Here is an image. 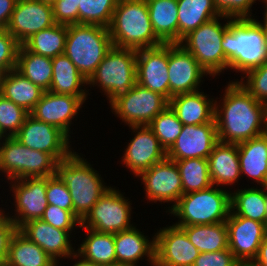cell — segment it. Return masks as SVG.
I'll return each mask as SVG.
<instances>
[{
  "mask_svg": "<svg viewBox=\"0 0 267 266\" xmlns=\"http://www.w3.org/2000/svg\"><path fill=\"white\" fill-rule=\"evenodd\" d=\"M223 92L221 100L215 98L218 141L239 144L267 132L265 103L256 100L235 79L228 82Z\"/></svg>",
  "mask_w": 267,
  "mask_h": 266,
  "instance_id": "obj_1",
  "label": "cell"
},
{
  "mask_svg": "<svg viewBox=\"0 0 267 266\" xmlns=\"http://www.w3.org/2000/svg\"><path fill=\"white\" fill-rule=\"evenodd\" d=\"M222 49L228 70L245 75L267 61L264 35L255 18H232L223 33Z\"/></svg>",
  "mask_w": 267,
  "mask_h": 266,
  "instance_id": "obj_2",
  "label": "cell"
},
{
  "mask_svg": "<svg viewBox=\"0 0 267 266\" xmlns=\"http://www.w3.org/2000/svg\"><path fill=\"white\" fill-rule=\"evenodd\" d=\"M81 154L73 151L59 161L55 173L66 184L71 194L74 214L80 221L111 187L105 185L107 183L101 174Z\"/></svg>",
  "mask_w": 267,
  "mask_h": 266,
  "instance_id": "obj_3",
  "label": "cell"
},
{
  "mask_svg": "<svg viewBox=\"0 0 267 266\" xmlns=\"http://www.w3.org/2000/svg\"><path fill=\"white\" fill-rule=\"evenodd\" d=\"M108 30L116 47L139 50L164 44L153 30L146 0H118Z\"/></svg>",
  "mask_w": 267,
  "mask_h": 266,
  "instance_id": "obj_4",
  "label": "cell"
},
{
  "mask_svg": "<svg viewBox=\"0 0 267 266\" xmlns=\"http://www.w3.org/2000/svg\"><path fill=\"white\" fill-rule=\"evenodd\" d=\"M231 211V191L211 187L183 194L168 212L178 221L175 226L208 225L226 222Z\"/></svg>",
  "mask_w": 267,
  "mask_h": 266,
  "instance_id": "obj_5",
  "label": "cell"
},
{
  "mask_svg": "<svg viewBox=\"0 0 267 266\" xmlns=\"http://www.w3.org/2000/svg\"><path fill=\"white\" fill-rule=\"evenodd\" d=\"M112 46L107 27L89 24L68 25L64 54L87 80Z\"/></svg>",
  "mask_w": 267,
  "mask_h": 266,
  "instance_id": "obj_6",
  "label": "cell"
},
{
  "mask_svg": "<svg viewBox=\"0 0 267 266\" xmlns=\"http://www.w3.org/2000/svg\"><path fill=\"white\" fill-rule=\"evenodd\" d=\"M136 83L137 50L112 46L88 79L87 87H99V92H102L110 104Z\"/></svg>",
  "mask_w": 267,
  "mask_h": 266,
  "instance_id": "obj_7",
  "label": "cell"
},
{
  "mask_svg": "<svg viewBox=\"0 0 267 266\" xmlns=\"http://www.w3.org/2000/svg\"><path fill=\"white\" fill-rule=\"evenodd\" d=\"M231 19L224 15L211 19L191 31L179 43L193 55L209 74V77L216 78L228 70V61L222 49V40L223 33L228 28ZM222 20L227 22L223 23Z\"/></svg>",
  "mask_w": 267,
  "mask_h": 266,
  "instance_id": "obj_8",
  "label": "cell"
},
{
  "mask_svg": "<svg viewBox=\"0 0 267 266\" xmlns=\"http://www.w3.org/2000/svg\"><path fill=\"white\" fill-rule=\"evenodd\" d=\"M57 163L51 154L30 149L14 136L0 143V175L5 174L6 181L52 176Z\"/></svg>",
  "mask_w": 267,
  "mask_h": 266,
  "instance_id": "obj_9",
  "label": "cell"
},
{
  "mask_svg": "<svg viewBox=\"0 0 267 266\" xmlns=\"http://www.w3.org/2000/svg\"><path fill=\"white\" fill-rule=\"evenodd\" d=\"M111 186L81 220L79 228L98 232L118 233L132 228V202L119 188ZM127 198V199H126Z\"/></svg>",
  "mask_w": 267,
  "mask_h": 266,
  "instance_id": "obj_10",
  "label": "cell"
},
{
  "mask_svg": "<svg viewBox=\"0 0 267 266\" xmlns=\"http://www.w3.org/2000/svg\"><path fill=\"white\" fill-rule=\"evenodd\" d=\"M112 113L129 126L149 125L167 106L169 100L160 93L143 88L137 83L110 104Z\"/></svg>",
  "mask_w": 267,
  "mask_h": 266,
  "instance_id": "obj_11",
  "label": "cell"
},
{
  "mask_svg": "<svg viewBox=\"0 0 267 266\" xmlns=\"http://www.w3.org/2000/svg\"><path fill=\"white\" fill-rule=\"evenodd\" d=\"M15 202L14 208L6 213L9 219L19 229L23 224L41 219L48 206L46 187L47 177L24 178L7 181ZM10 182V183H9Z\"/></svg>",
  "mask_w": 267,
  "mask_h": 266,
  "instance_id": "obj_12",
  "label": "cell"
},
{
  "mask_svg": "<svg viewBox=\"0 0 267 266\" xmlns=\"http://www.w3.org/2000/svg\"><path fill=\"white\" fill-rule=\"evenodd\" d=\"M136 178L142 180L146 200L149 202H169L168 213L183 195L182 181L176 162L165 158L150 169L142 171ZM172 203V204H171Z\"/></svg>",
  "mask_w": 267,
  "mask_h": 266,
  "instance_id": "obj_13",
  "label": "cell"
},
{
  "mask_svg": "<svg viewBox=\"0 0 267 266\" xmlns=\"http://www.w3.org/2000/svg\"><path fill=\"white\" fill-rule=\"evenodd\" d=\"M14 137L30 149L51 154L58 162L75 151L71 148L70 138L62 130L30 114Z\"/></svg>",
  "mask_w": 267,
  "mask_h": 266,
  "instance_id": "obj_14",
  "label": "cell"
},
{
  "mask_svg": "<svg viewBox=\"0 0 267 266\" xmlns=\"http://www.w3.org/2000/svg\"><path fill=\"white\" fill-rule=\"evenodd\" d=\"M129 129L135 135L127 142L120 162L122 166L124 164L130 169L129 172L134 174V177H137L142 171L164 160L167 152L148 125L129 126Z\"/></svg>",
  "mask_w": 267,
  "mask_h": 266,
  "instance_id": "obj_15",
  "label": "cell"
},
{
  "mask_svg": "<svg viewBox=\"0 0 267 266\" xmlns=\"http://www.w3.org/2000/svg\"><path fill=\"white\" fill-rule=\"evenodd\" d=\"M209 74L193 55L181 44H169L168 76L170 99L179 94L192 93L200 89L204 77ZM202 82V84H201Z\"/></svg>",
  "mask_w": 267,
  "mask_h": 266,
  "instance_id": "obj_16",
  "label": "cell"
},
{
  "mask_svg": "<svg viewBox=\"0 0 267 266\" xmlns=\"http://www.w3.org/2000/svg\"><path fill=\"white\" fill-rule=\"evenodd\" d=\"M155 266H193L199 250L186 232L172 224L155 233Z\"/></svg>",
  "mask_w": 267,
  "mask_h": 266,
  "instance_id": "obj_17",
  "label": "cell"
},
{
  "mask_svg": "<svg viewBox=\"0 0 267 266\" xmlns=\"http://www.w3.org/2000/svg\"><path fill=\"white\" fill-rule=\"evenodd\" d=\"M87 99L88 96H72L45 91L30 115L59 128L71 139L72 120L78 116Z\"/></svg>",
  "mask_w": 267,
  "mask_h": 266,
  "instance_id": "obj_18",
  "label": "cell"
},
{
  "mask_svg": "<svg viewBox=\"0 0 267 266\" xmlns=\"http://www.w3.org/2000/svg\"><path fill=\"white\" fill-rule=\"evenodd\" d=\"M54 24L51 4L39 0H17L6 30L22 45L33 34Z\"/></svg>",
  "mask_w": 267,
  "mask_h": 266,
  "instance_id": "obj_19",
  "label": "cell"
},
{
  "mask_svg": "<svg viewBox=\"0 0 267 266\" xmlns=\"http://www.w3.org/2000/svg\"><path fill=\"white\" fill-rule=\"evenodd\" d=\"M169 44L137 50V84L170 100Z\"/></svg>",
  "mask_w": 267,
  "mask_h": 266,
  "instance_id": "obj_20",
  "label": "cell"
},
{
  "mask_svg": "<svg viewBox=\"0 0 267 266\" xmlns=\"http://www.w3.org/2000/svg\"><path fill=\"white\" fill-rule=\"evenodd\" d=\"M218 142L215 119L199 125H183L175 143L167 151L171 160L207 159Z\"/></svg>",
  "mask_w": 267,
  "mask_h": 266,
  "instance_id": "obj_21",
  "label": "cell"
},
{
  "mask_svg": "<svg viewBox=\"0 0 267 266\" xmlns=\"http://www.w3.org/2000/svg\"><path fill=\"white\" fill-rule=\"evenodd\" d=\"M228 248L239 262L253 261L264 239V223L234 215L226 220Z\"/></svg>",
  "mask_w": 267,
  "mask_h": 266,
  "instance_id": "obj_22",
  "label": "cell"
},
{
  "mask_svg": "<svg viewBox=\"0 0 267 266\" xmlns=\"http://www.w3.org/2000/svg\"><path fill=\"white\" fill-rule=\"evenodd\" d=\"M33 243L42 248L59 265V261L70 258L76 251L72 235L65 230L51 226L42 219L31 220L18 229Z\"/></svg>",
  "mask_w": 267,
  "mask_h": 266,
  "instance_id": "obj_23",
  "label": "cell"
},
{
  "mask_svg": "<svg viewBox=\"0 0 267 266\" xmlns=\"http://www.w3.org/2000/svg\"><path fill=\"white\" fill-rule=\"evenodd\" d=\"M140 230L135 225L114 233L116 263L139 266L137 263L145 260L149 262L148 265L155 266V235L150 239Z\"/></svg>",
  "mask_w": 267,
  "mask_h": 266,
  "instance_id": "obj_24",
  "label": "cell"
},
{
  "mask_svg": "<svg viewBox=\"0 0 267 266\" xmlns=\"http://www.w3.org/2000/svg\"><path fill=\"white\" fill-rule=\"evenodd\" d=\"M211 182L214 186L225 189L240 180V162L238 144L218 141L207 158ZM226 185V186H225Z\"/></svg>",
  "mask_w": 267,
  "mask_h": 266,
  "instance_id": "obj_25",
  "label": "cell"
},
{
  "mask_svg": "<svg viewBox=\"0 0 267 266\" xmlns=\"http://www.w3.org/2000/svg\"><path fill=\"white\" fill-rule=\"evenodd\" d=\"M200 91L175 95L169 100V106L183 125H199L214 120L215 99Z\"/></svg>",
  "mask_w": 267,
  "mask_h": 266,
  "instance_id": "obj_26",
  "label": "cell"
},
{
  "mask_svg": "<svg viewBox=\"0 0 267 266\" xmlns=\"http://www.w3.org/2000/svg\"><path fill=\"white\" fill-rule=\"evenodd\" d=\"M238 156L241 177L248 176L252 183L265 186L267 184V132L239 143Z\"/></svg>",
  "mask_w": 267,
  "mask_h": 266,
  "instance_id": "obj_27",
  "label": "cell"
},
{
  "mask_svg": "<svg viewBox=\"0 0 267 266\" xmlns=\"http://www.w3.org/2000/svg\"><path fill=\"white\" fill-rule=\"evenodd\" d=\"M53 77L49 91L55 94L72 96L90 95L88 80L78 71L77 67L65 55L52 58ZM85 88H84V87Z\"/></svg>",
  "mask_w": 267,
  "mask_h": 266,
  "instance_id": "obj_28",
  "label": "cell"
},
{
  "mask_svg": "<svg viewBox=\"0 0 267 266\" xmlns=\"http://www.w3.org/2000/svg\"><path fill=\"white\" fill-rule=\"evenodd\" d=\"M44 92L41 87L32 83L16 69L1 75L0 94L29 113L39 102Z\"/></svg>",
  "mask_w": 267,
  "mask_h": 266,
  "instance_id": "obj_29",
  "label": "cell"
},
{
  "mask_svg": "<svg viewBox=\"0 0 267 266\" xmlns=\"http://www.w3.org/2000/svg\"><path fill=\"white\" fill-rule=\"evenodd\" d=\"M156 36L164 44L178 43L177 0H146Z\"/></svg>",
  "mask_w": 267,
  "mask_h": 266,
  "instance_id": "obj_30",
  "label": "cell"
},
{
  "mask_svg": "<svg viewBox=\"0 0 267 266\" xmlns=\"http://www.w3.org/2000/svg\"><path fill=\"white\" fill-rule=\"evenodd\" d=\"M178 43L203 23L221 15L214 0H177Z\"/></svg>",
  "mask_w": 267,
  "mask_h": 266,
  "instance_id": "obj_31",
  "label": "cell"
},
{
  "mask_svg": "<svg viewBox=\"0 0 267 266\" xmlns=\"http://www.w3.org/2000/svg\"><path fill=\"white\" fill-rule=\"evenodd\" d=\"M81 230L86 232V237L75 250L79 256L100 266L116 263L114 233L98 232L90 228Z\"/></svg>",
  "mask_w": 267,
  "mask_h": 266,
  "instance_id": "obj_32",
  "label": "cell"
},
{
  "mask_svg": "<svg viewBox=\"0 0 267 266\" xmlns=\"http://www.w3.org/2000/svg\"><path fill=\"white\" fill-rule=\"evenodd\" d=\"M231 212L234 215L265 223L266 187L252 186L231 191Z\"/></svg>",
  "mask_w": 267,
  "mask_h": 266,
  "instance_id": "obj_33",
  "label": "cell"
},
{
  "mask_svg": "<svg viewBox=\"0 0 267 266\" xmlns=\"http://www.w3.org/2000/svg\"><path fill=\"white\" fill-rule=\"evenodd\" d=\"M6 263L9 266H58L42 248L18 229L11 238Z\"/></svg>",
  "mask_w": 267,
  "mask_h": 266,
  "instance_id": "obj_34",
  "label": "cell"
},
{
  "mask_svg": "<svg viewBox=\"0 0 267 266\" xmlns=\"http://www.w3.org/2000/svg\"><path fill=\"white\" fill-rule=\"evenodd\" d=\"M16 70L44 91H49L53 77L52 58L32 53L20 45Z\"/></svg>",
  "mask_w": 267,
  "mask_h": 266,
  "instance_id": "obj_35",
  "label": "cell"
},
{
  "mask_svg": "<svg viewBox=\"0 0 267 266\" xmlns=\"http://www.w3.org/2000/svg\"><path fill=\"white\" fill-rule=\"evenodd\" d=\"M178 227H181L186 232L190 242L200 253H212L228 249L226 222Z\"/></svg>",
  "mask_w": 267,
  "mask_h": 266,
  "instance_id": "obj_36",
  "label": "cell"
},
{
  "mask_svg": "<svg viewBox=\"0 0 267 266\" xmlns=\"http://www.w3.org/2000/svg\"><path fill=\"white\" fill-rule=\"evenodd\" d=\"M67 25L54 24L28 38L22 45L30 52L49 58L64 54Z\"/></svg>",
  "mask_w": 267,
  "mask_h": 266,
  "instance_id": "obj_37",
  "label": "cell"
},
{
  "mask_svg": "<svg viewBox=\"0 0 267 266\" xmlns=\"http://www.w3.org/2000/svg\"><path fill=\"white\" fill-rule=\"evenodd\" d=\"M173 161L176 162L181 176L183 194L204 190L213 185L207 159L193 158Z\"/></svg>",
  "mask_w": 267,
  "mask_h": 266,
  "instance_id": "obj_38",
  "label": "cell"
},
{
  "mask_svg": "<svg viewBox=\"0 0 267 266\" xmlns=\"http://www.w3.org/2000/svg\"><path fill=\"white\" fill-rule=\"evenodd\" d=\"M118 0H79L78 24L109 27Z\"/></svg>",
  "mask_w": 267,
  "mask_h": 266,
  "instance_id": "obj_39",
  "label": "cell"
},
{
  "mask_svg": "<svg viewBox=\"0 0 267 266\" xmlns=\"http://www.w3.org/2000/svg\"><path fill=\"white\" fill-rule=\"evenodd\" d=\"M148 126L167 152L180 135L183 123L178 119L174 110L167 106Z\"/></svg>",
  "mask_w": 267,
  "mask_h": 266,
  "instance_id": "obj_40",
  "label": "cell"
},
{
  "mask_svg": "<svg viewBox=\"0 0 267 266\" xmlns=\"http://www.w3.org/2000/svg\"><path fill=\"white\" fill-rule=\"evenodd\" d=\"M29 114L0 94V131L5 137L15 136Z\"/></svg>",
  "mask_w": 267,
  "mask_h": 266,
  "instance_id": "obj_41",
  "label": "cell"
},
{
  "mask_svg": "<svg viewBox=\"0 0 267 266\" xmlns=\"http://www.w3.org/2000/svg\"><path fill=\"white\" fill-rule=\"evenodd\" d=\"M246 79V80H245ZM256 100L267 105V61L236 79Z\"/></svg>",
  "mask_w": 267,
  "mask_h": 266,
  "instance_id": "obj_42",
  "label": "cell"
},
{
  "mask_svg": "<svg viewBox=\"0 0 267 266\" xmlns=\"http://www.w3.org/2000/svg\"><path fill=\"white\" fill-rule=\"evenodd\" d=\"M41 219L55 228L68 231L70 234L81 226V221L74 214V211H67L50 204L46 207Z\"/></svg>",
  "mask_w": 267,
  "mask_h": 266,
  "instance_id": "obj_43",
  "label": "cell"
},
{
  "mask_svg": "<svg viewBox=\"0 0 267 266\" xmlns=\"http://www.w3.org/2000/svg\"><path fill=\"white\" fill-rule=\"evenodd\" d=\"M20 44L6 30H0V76L16 69L17 53Z\"/></svg>",
  "mask_w": 267,
  "mask_h": 266,
  "instance_id": "obj_44",
  "label": "cell"
},
{
  "mask_svg": "<svg viewBox=\"0 0 267 266\" xmlns=\"http://www.w3.org/2000/svg\"><path fill=\"white\" fill-rule=\"evenodd\" d=\"M46 195L48 204L67 211H73L71 194L66 184L56 174L47 177Z\"/></svg>",
  "mask_w": 267,
  "mask_h": 266,
  "instance_id": "obj_45",
  "label": "cell"
},
{
  "mask_svg": "<svg viewBox=\"0 0 267 266\" xmlns=\"http://www.w3.org/2000/svg\"><path fill=\"white\" fill-rule=\"evenodd\" d=\"M259 1V0H258ZM257 0H214L221 15L231 18H253L252 6Z\"/></svg>",
  "mask_w": 267,
  "mask_h": 266,
  "instance_id": "obj_46",
  "label": "cell"
},
{
  "mask_svg": "<svg viewBox=\"0 0 267 266\" xmlns=\"http://www.w3.org/2000/svg\"><path fill=\"white\" fill-rule=\"evenodd\" d=\"M79 0H56L52 4L53 18L56 24H78Z\"/></svg>",
  "mask_w": 267,
  "mask_h": 266,
  "instance_id": "obj_47",
  "label": "cell"
},
{
  "mask_svg": "<svg viewBox=\"0 0 267 266\" xmlns=\"http://www.w3.org/2000/svg\"><path fill=\"white\" fill-rule=\"evenodd\" d=\"M238 262L228 248L212 253H200L193 266H236Z\"/></svg>",
  "mask_w": 267,
  "mask_h": 266,
  "instance_id": "obj_48",
  "label": "cell"
},
{
  "mask_svg": "<svg viewBox=\"0 0 267 266\" xmlns=\"http://www.w3.org/2000/svg\"><path fill=\"white\" fill-rule=\"evenodd\" d=\"M5 212V209L0 207V263L6 262L11 238L17 230Z\"/></svg>",
  "mask_w": 267,
  "mask_h": 266,
  "instance_id": "obj_49",
  "label": "cell"
},
{
  "mask_svg": "<svg viewBox=\"0 0 267 266\" xmlns=\"http://www.w3.org/2000/svg\"><path fill=\"white\" fill-rule=\"evenodd\" d=\"M17 0H0V30L6 29Z\"/></svg>",
  "mask_w": 267,
  "mask_h": 266,
  "instance_id": "obj_50",
  "label": "cell"
},
{
  "mask_svg": "<svg viewBox=\"0 0 267 266\" xmlns=\"http://www.w3.org/2000/svg\"><path fill=\"white\" fill-rule=\"evenodd\" d=\"M257 266H267V237H264L259 247L257 257L253 260Z\"/></svg>",
  "mask_w": 267,
  "mask_h": 266,
  "instance_id": "obj_51",
  "label": "cell"
},
{
  "mask_svg": "<svg viewBox=\"0 0 267 266\" xmlns=\"http://www.w3.org/2000/svg\"><path fill=\"white\" fill-rule=\"evenodd\" d=\"M68 259L75 261L72 266H100V265L94 264L93 262H90V261L83 259L76 252ZM76 259H77V261H76ZM59 266H62V264L60 263Z\"/></svg>",
  "mask_w": 267,
  "mask_h": 266,
  "instance_id": "obj_52",
  "label": "cell"
},
{
  "mask_svg": "<svg viewBox=\"0 0 267 266\" xmlns=\"http://www.w3.org/2000/svg\"><path fill=\"white\" fill-rule=\"evenodd\" d=\"M262 27V31H263V35H264V41H265V48H266V52H267V17L263 18V21H259L257 19H255Z\"/></svg>",
  "mask_w": 267,
  "mask_h": 266,
  "instance_id": "obj_53",
  "label": "cell"
},
{
  "mask_svg": "<svg viewBox=\"0 0 267 266\" xmlns=\"http://www.w3.org/2000/svg\"><path fill=\"white\" fill-rule=\"evenodd\" d=\"M236 266H257L253 261L249 262H238Z\"/></svg>",
  "mask_w": 267,
  "mask_h": 266,
  "instance_id": "obj_54",
  "label": "cell"
},
{
  "mask_svg": "<svg viewBox=\"0 0 267 266\" xmlns=\"http://www.w3.org/2000/svg\"><path fill=\"white\" fill-rule=\"evenodd\" d=\"M259 2L264 3L265 10L262 14H264L263 17H267V0H259Z\"/></svg>",
  "mask_w": 267,
  "mask_h": 266,
  "instance_id": "obj_55",
  "label": "cell"
},
{
  "mask_svg": "<svg viewBox=\"0 0 267 266\" xmlns=\"http://www.w3.org/2000/svg\"><path fill=\"white\" fill-rule=\"evenodd\" d=\"M101 266H129V265L121 264V263H114V264L101 265Z\"/></svg>",
  "mask_w": 267,
  "mask_h": 266,
  "instance_id": "obj_56",
  "label": "cell"
},
{
  "mask_svg": "<svg viewBox=\"0 0 267 266\" xmlns=\"http://www.w3.org/2000/svg\"><path fill=\"white\" fill-rule=\"evenodd\" d=\"M264 237H267V218L264 223Z\"/></svg>",
  "mask_w": 267,
  "mask_h": 266,
  "instance_id": "obj_57",
  "label": "cell"
},
{
  "mask_svg": "<svg viewBox=\"0 0 267 266\" xmlns=\"http://www.w3.org/2000/svg\"><path fill=\"white\" fill-rule=\"evenodd\" d=\"M39 1L52 5L56 0H39Z\"/></svg>",
  "mask_w": 267,
  "mask_h": 266,
  "instance_id": "obj_58",
  "label": "cell"
},
{
  "mask_svg": "<svg viewBox=\"0 0 267 266\" xmlns=\"http://www.w3.org/2000/svg\"><path fill=\"white\" fill-rule=\"evenodd\" d=\"M5 138V136L2 134V132L0 131V143L2 142V140Z\"/></svg>",
  "mask_w": 267,
  "mask_h": 266,
  "instance_id": "obj_59",
  "label": "cell"
},
{
  "mask_svg": "<svg viewBox=\"0 0 267 266\" xmlns=\"http://www.w3.org/2000/svg\"><path fill=\"white\" fill-rule=\"evenodd\" d=\"M266 187V212H267V184L265 185Z\"/></svg>",
  "mask_w": 267,
  "mask_h": 266,
  "instance_id": "obj_60",
  "label": "cell"
},
{
  "mask_svg": "<svg viewBox=\"0 0 267 266\" xmlns=\"http://www.w3.org/2000/svg\"><path fill=\"white\" fill-rule=\"evenodd\" d=\"M0 266H9L6 262H1Z\"/></svg>",
  "mask_w": 267,
  "mask_h": 266,
  "instance_id": "obj_61",
  "label": "cell"
}]
</instances>
